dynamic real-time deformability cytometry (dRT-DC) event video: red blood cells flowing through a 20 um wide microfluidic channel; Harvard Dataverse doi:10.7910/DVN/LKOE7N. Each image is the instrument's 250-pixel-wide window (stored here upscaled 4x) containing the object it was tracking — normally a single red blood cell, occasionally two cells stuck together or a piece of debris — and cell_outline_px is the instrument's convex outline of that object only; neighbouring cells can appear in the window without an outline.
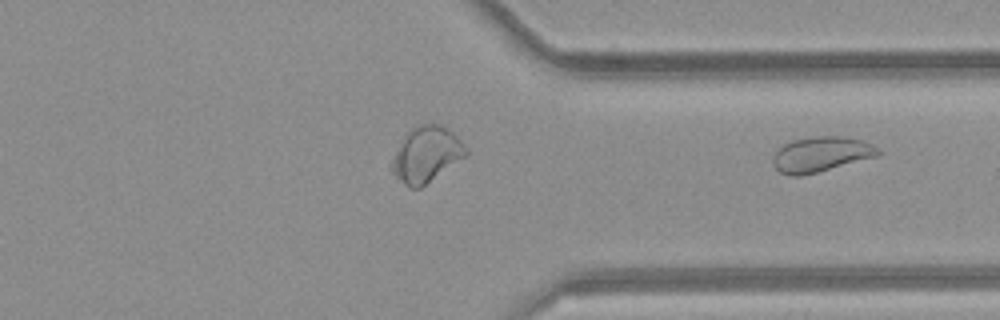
{"species": "common noctule bat (a hibernating species)", "species_latin": "Nyctalus noctula", "temperature_condition": "room temperature", "stored_images_in_passage": 30, "segment_of_instrument_passage": [2, 2], "camera_frame_rate_fps": 3000, "um_per_image_px": 0.085, "animal": {"sex": "female", "body_mass_g": 21.9}, "frame": {"image": 1, "passage_image": 30, "time_ms": 9.667, "image_size_px": [1000, 320], "cell_outline_px": [[880, 152], [876, 156], [816, 172], [800, 176], [788, 176], [780, 172], [772, 164], [772, 156], [784, 144], [792, 140], [812, 136], [844, 136], [860, 140], [876, 148]], "centroid_in_image_um": [69.7, 13.11], "position_along_channel_um": 341.7, "area_um2": 21.15}}